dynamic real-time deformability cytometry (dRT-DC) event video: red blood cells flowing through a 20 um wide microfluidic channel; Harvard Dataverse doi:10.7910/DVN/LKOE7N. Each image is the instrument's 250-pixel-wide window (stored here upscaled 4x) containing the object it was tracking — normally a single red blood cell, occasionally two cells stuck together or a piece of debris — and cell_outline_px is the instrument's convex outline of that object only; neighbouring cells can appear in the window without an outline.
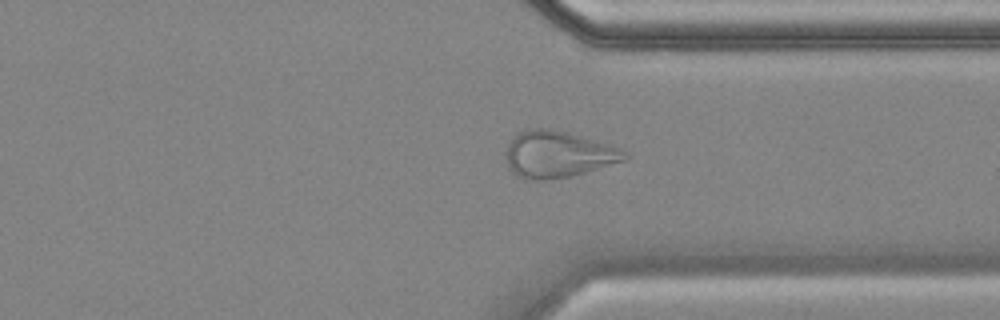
{"species": "common noctule bat (a hibernating species)", "species_latin": "Nyctalus noctula", "temperature_condition": "cold", "stored_images_in_passage": 44, "camera_frame_rate_fps": 3000, "um_per_image_px": 0.085, "animal": {"sex": "female", "body_mass_g": 18.4}, "frame": {"image": 1, "passage_image": 33, "time_ms": 10.667, "image_size_px": [1000, 320], "cell_outline_px": [[632, 156], [624, 160], [584, 172], [568, 176], [544, 180], [524, 180], [516, 176], [508, 168], [504, 156], [504, 152], [512, 136], [520, 132], [532, 128], [552, 128], [620, 148], [628, 152]], "centroid_in_image_um": [47.35, 13.12], "position_along_channel_um": 364.1, "area_um2": 32.25}}